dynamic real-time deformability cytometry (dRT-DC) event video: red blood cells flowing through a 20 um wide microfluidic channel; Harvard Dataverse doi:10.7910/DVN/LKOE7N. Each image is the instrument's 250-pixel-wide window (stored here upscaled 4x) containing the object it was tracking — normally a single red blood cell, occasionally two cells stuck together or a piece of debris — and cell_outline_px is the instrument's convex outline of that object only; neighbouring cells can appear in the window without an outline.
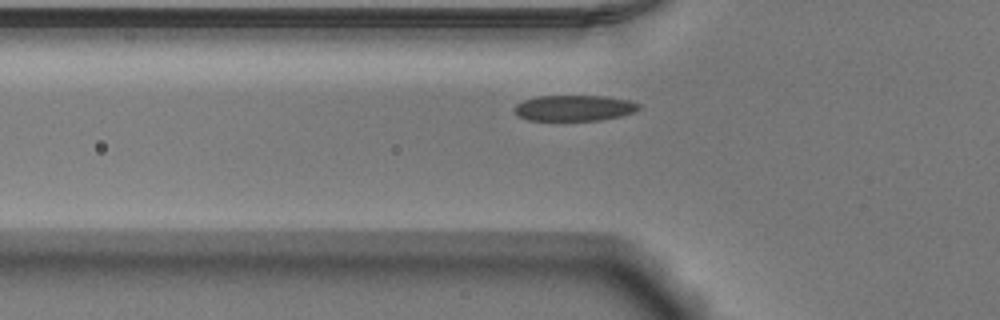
{"species": "Egyptian fruit bat (a non-hibernating species)", "species_latin": "Rousettus aegyptiacus", "temperature_condition": "warm", "stored_images_in_passage": 39, "camera_frame_rate_fps": 3000, "um_per_image_px": 0.085, "animal": {"sex": "male"}, "frame": {"image": 1, "passage_image": 4, "time_ms": 1.0, "image_size_px": [1000, 320], "cell_outline_px": [[640, 108], [636, 112], [620, 116], [600, 120], [528, 120], [520, 116], [512, 108], [516, 104], [524, 100], [536, 96], [604, 96], [628, 100], [640, 104]], "centroid_in_image_um": [48.82, 9.18], "position_along_channel_um": 77.0, "area_um2": 18.67}}
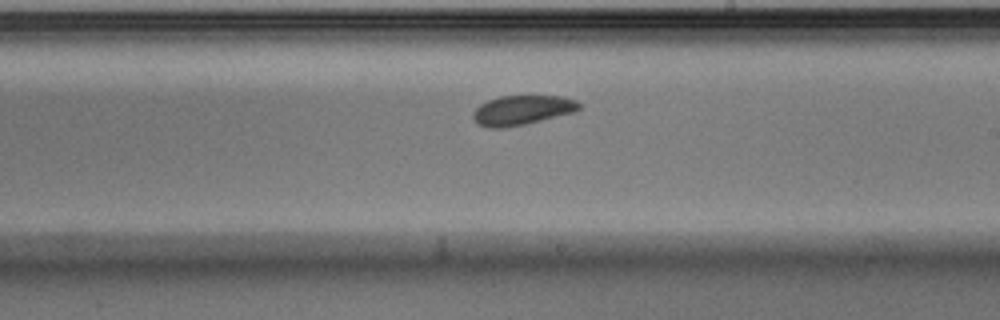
{"frame": {"image": 2, "passage_image": 17, "time_ms": 5.333, "image_size_px": [1000, 320], "cell_outline_px": [[580, 108], [576, 112], [524, 124], [500, 128], [488, 128], [480, 124], [472, 116], [472, 112], [480, 104], [488, 100], [500, 96], [560, 96], [576, 100], [580, 104]], "centroid_in_image_um": [44.39, 9.35], "position_along_channel_um": 244.6, "area_um2": 18.15}}
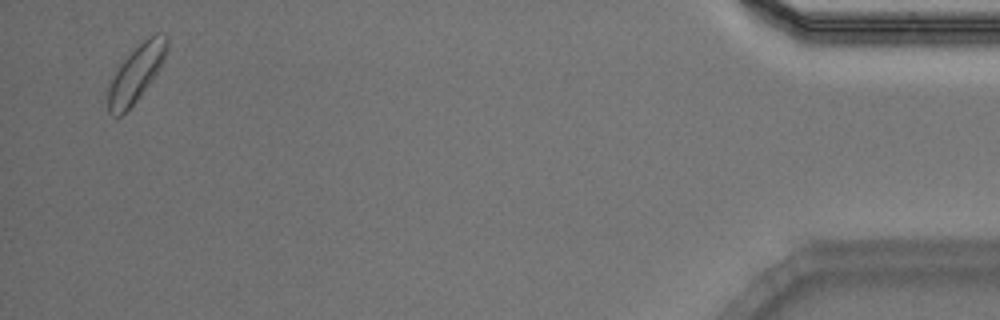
{"frame": {"image": 3, "passage_image": 37, "time_ms": 12.0, "image_size_px": [1000, 320], "cell_outline_px": [[168, 48], [164, 60], [148, 84], [136, 100], [120, 116], [112, 116], [108, 112], [108, 88], [120, 64], [144, 40], [156, 32], [164, 32], [168, 36]], "centroid_in_image_um": [11.6, 6.2], "position_along_channel_um": 423.6, "area_um2": 18.79}, "authors_computed_cell_mechanics": {"area_um2": 18.3226, "velocity_mm_per_s": 3.858, "shape_relaxation_time_tau1_ms": 2.5549, "shape_relaxation_time_tau2_ms": 1.0776, "deformation_change_tau1": 0.0975, "deformation_change_tau2": 0.0549}}